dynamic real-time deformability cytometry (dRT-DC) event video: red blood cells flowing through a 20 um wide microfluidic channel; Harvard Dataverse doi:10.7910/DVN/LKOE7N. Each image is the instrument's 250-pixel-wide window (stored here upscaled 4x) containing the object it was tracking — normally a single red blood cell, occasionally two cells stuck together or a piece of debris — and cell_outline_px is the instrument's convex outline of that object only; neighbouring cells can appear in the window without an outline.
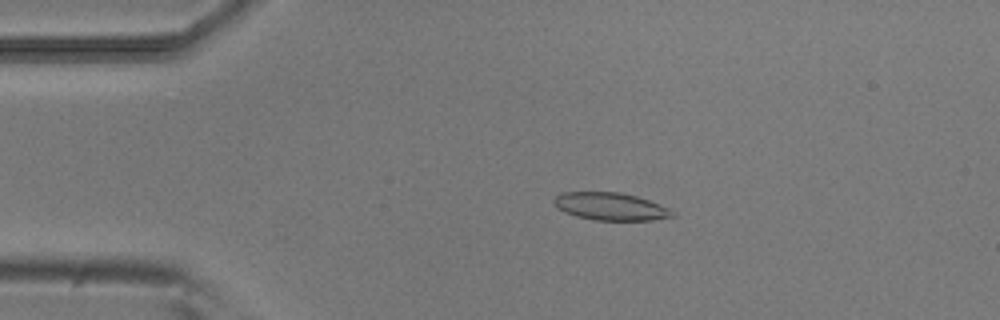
{"species": "common noctule bat (a hibernating species)", "species_latin": "Nyctalus noctula", "temperature_condition": "room temperature", "stored_images_in_passage": 51, "camera_frame_rate_fps": 3000, "um_per_image_px": 0.085, "animal": {"sex": "male", "body_mass_g": 20.5, "forearm_length_mm": 52.5}, "frame": {"image": 1, "passage_image": 9, "time_ms": 2.667, "image_size_px": [1000, 320], "cell_outline_px": [[676, 216], [652, 220], [596, 220], [576, 216], [564, 212], [556, 208], [552, 200], [556, 196], [564, 192], [620, 192], [636, 196], [648, 200], [668, 208], [676, 212]], "centroid_in_image_um": [51.89, 17.55], "position_along_channel_um": 33.1, "area_um2": 19.07}}
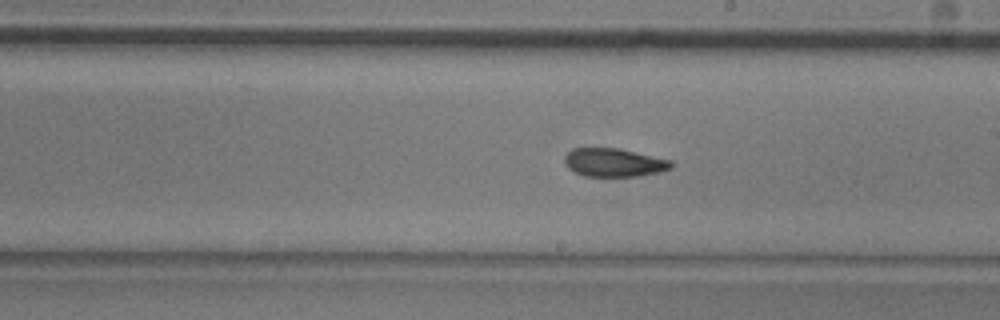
{"frame": {"image": 2, "passage_image": 28, "time_ms": 9.0, "image_size_px": [1000, 320], "cell_outline_px": [[672, 168], [660, 172], [640, 176], [584, 176], [572, 172], [564, 164], [564, 156], [572, 148], [620, 148], [672, 160]], "centroid_in_image_um": [52.17, 13.81], "position_along_channel_um": 236.8, "area_um2": 17.92}}
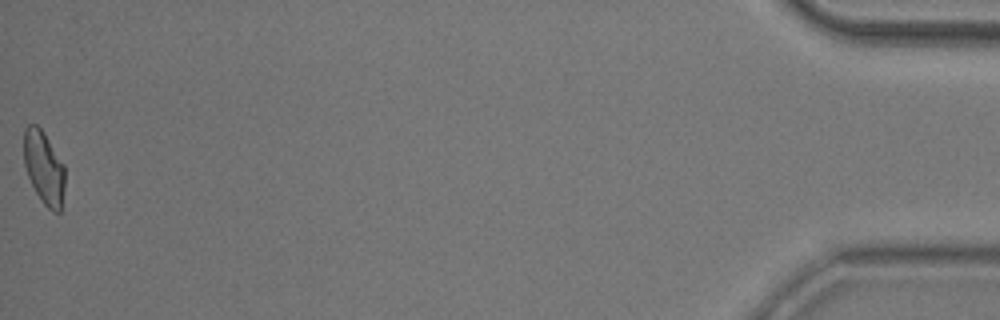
{"frame": {"image": 3, "passage_image": 51, "time_ms": 16.667, "image_size_px": [1000, 320], "cell_outline_px": [[64, 188], [60, 212], [52, 212], [44, 204], [36, 192], [28, 176], [24, 164], [24, 128], [28, 124], [36, 124], [44, 132], [64, 164]], "centroid_in_image_um": [3.73, 14.23], "position_along_channel_um": 431.5, "area_um2": 17.46}, "authors_computed_cell_mechanics": {"area_um2": 18.496, "velocity_mm_per_s": 3.8454, "shape_relaxation_time_tau1_ms": null, "shape_relaxation_time_tau2_ms": 3.2304, "deformation_change_tau1": null, "deformation_change_tau2": 0.0862}}